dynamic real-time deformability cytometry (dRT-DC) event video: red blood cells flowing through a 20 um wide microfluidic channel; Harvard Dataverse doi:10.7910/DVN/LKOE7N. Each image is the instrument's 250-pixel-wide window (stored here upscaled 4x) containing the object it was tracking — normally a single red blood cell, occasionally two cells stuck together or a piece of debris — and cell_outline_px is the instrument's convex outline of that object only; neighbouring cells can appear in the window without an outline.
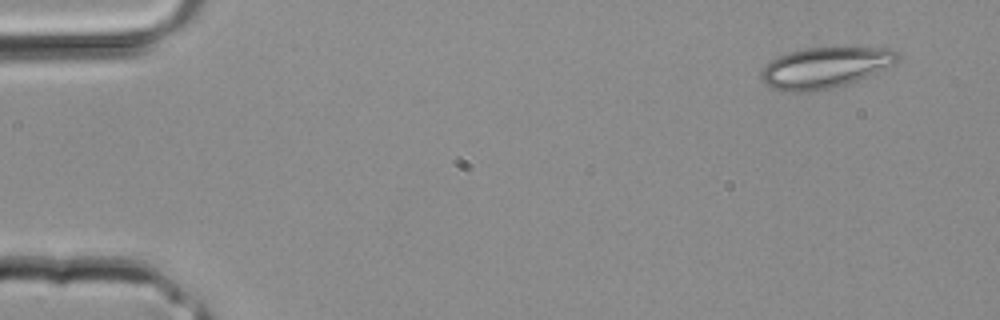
{"species": "common noctule bat (a hibernating species)", "species_latin": "Nyctalus noctula", "temperature_condition": "room temperature", "stored_images_in_passage": 3, "camera_frame_rate_fps": 3000, "um_per_image_px": 0.085, "animal": {"sex": "male", "body_mass_g": 20.4}, "frame": {"image": 1, "passage_image": 1, "time_ms": 0.0, "image_size_px": [1000, 320], "cell_outline_px": [[900, 56], [892, 64], [876, 72], [848, 84], [812, 92], [780, 92], [768, 88], [764, 84], [760, 76], [760, 72], [772, 60], [780, 56], [804, 48], [888, 48], [896, 52]], "centroid_in_image_um": [70.05, 5.78], "position_along_channel_um": 14.9, "area_um2": 32.19}}